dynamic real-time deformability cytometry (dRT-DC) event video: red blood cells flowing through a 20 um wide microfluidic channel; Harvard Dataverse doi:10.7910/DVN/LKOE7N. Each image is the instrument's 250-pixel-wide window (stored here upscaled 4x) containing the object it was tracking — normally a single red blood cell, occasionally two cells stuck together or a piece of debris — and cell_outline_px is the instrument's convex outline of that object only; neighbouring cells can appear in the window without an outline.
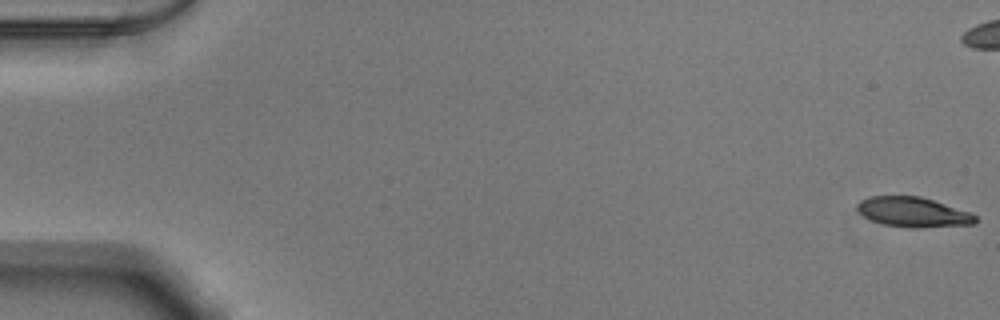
{"species": "Egyptian fruit bat (a non-hibernating species)", "species_latin": "Rousettus aegyptiacus", "temperature_condition": "warm", "stored_images_in_passage": 54, "camera_frame_rate_fps": 3000, "um_per_image_px": 0.085, "animal": {"sex": "male"}, "frame": {"image": 1, "passage_image": 1, "time_ms": 0.0, "image_size_px": [1000, 320], "cell_outline_px": [[976, 224], [920, 228], [912, 228], [884, 224], [872, 220], [864, 216], [856, 208], [856, 204], [860, 200], [868, 196], [920, 196], [972, 212], [976, 216]], "centroid_in_image_um": [77.64, 18.03], "position_along_channel_um": 7.4, "area_um2": 20.69}}
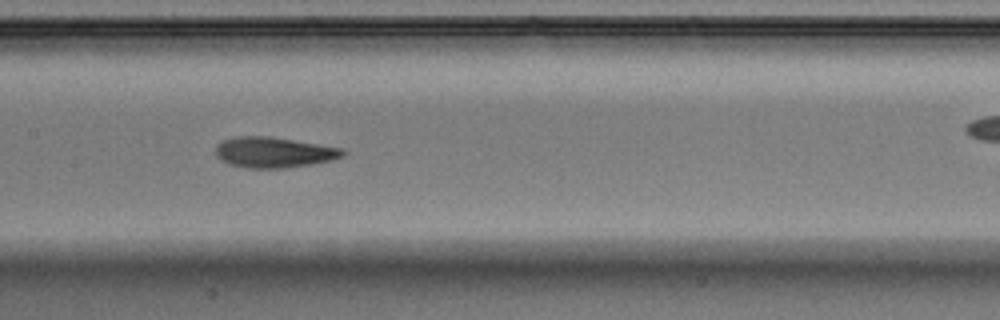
{"frame": {"image": 2, "passage_image": 27, "time_ms": 8.667, "image_size_px": [1000, 320], "cell_outline_px": [[348, 152], [344, 156], [332, 160], [312, 164], [288, 168], [248, 168], [228, 164], [220, 160], [216, 156], [216, 144], [224, 140], [236, 136], [268, 136], [344, 148]], "centroid_in_image_um": [23.3, 12.95], "position_along_channel_um": 184.1, "area_um2": 22.89}}
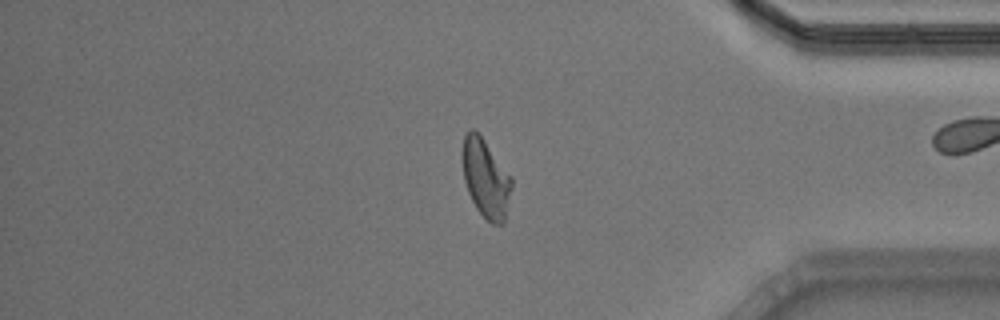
{"frame": {"image": 3, "passage_image": 45, "time_ms": 14.667, "image_size_px": [1000, 320], "cell_outline_px": [[512, 188], [504, 224], [492, 224], [476, 208], [468, 192], [464, 180], [460, 152], [464, 136], [472, 128], [484, 140], [512, 176]], "centroid_in_image_um": [41.28, 15.16], "position_along_channel_um": 393.9, "area_um2": 22.66}, "authors_computed_cell_mechanics": {"area_um2": 21.9062, "velocity_mm_per_s": 3.8638, "shape_relaxation_time_tau1_ms": 2.7713, "shape_relaxation_time_tau2_ms": 1.5914, "deformation_change_tau1": 0.1677, "deformation_change_tau2": 0.0956}}